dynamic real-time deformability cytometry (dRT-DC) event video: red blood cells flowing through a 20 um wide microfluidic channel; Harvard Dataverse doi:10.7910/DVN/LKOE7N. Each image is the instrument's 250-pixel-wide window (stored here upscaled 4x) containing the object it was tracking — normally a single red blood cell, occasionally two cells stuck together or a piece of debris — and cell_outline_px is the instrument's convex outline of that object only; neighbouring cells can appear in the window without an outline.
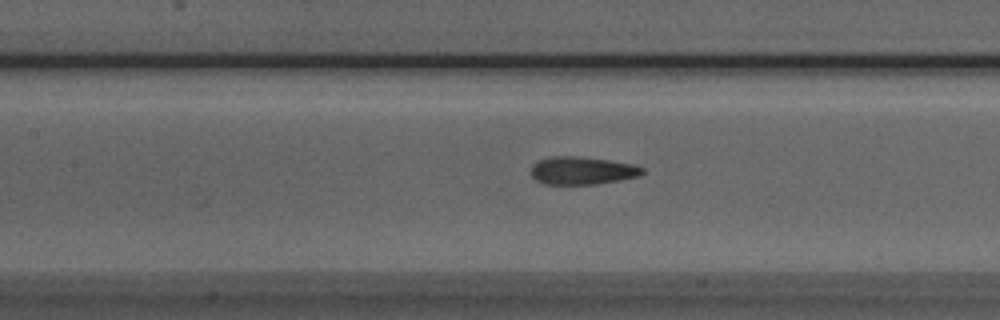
{"species": "Egyptian fruit bat (a non-hibernating species)", "species_latin": "Rousettus aegyptiacus", "temperature_condition": "room temperature", "stored_images_in_passage": 50, "camera_frame_rate_fps": 3000, "um_per_image_px": 0.085, "animal": {"sex": "male"}, "frame": {"image": 1, "passage_image": 22, "time_ms": 7.0, "image_size_px": [1000, 320], "cell_outline_px": [[644, 172], [640, 176], [620, 180], [596, 184], [544, 184], [536, 180], [532, 176], [532, 164], [536, 160], [548, 156], [572, 156], [608, 160], [632, 164], [644, 168]], "centroid_in_image_um": [49.46, 14.5], "position_along_channel_um": 157.9, "area_um2": 18.09}}
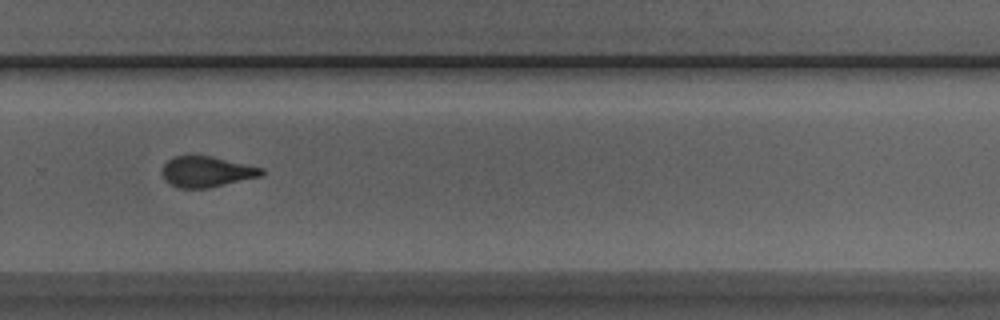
{"frame": {"image": 2, "passage_image": 34, "time_ms": 11.0, "image_size_px": [1000, 320], "cell_outline_px": [[264, 176], [208, 188], [180, 188], [164, 180], [160, 172], [164, 164], [172, 156], [212, 156], [264, 168]], "centroid_in_image_um": [17.58, 14.6], "position_along_channel_um": 312.2, "area_um2": 17.98}}
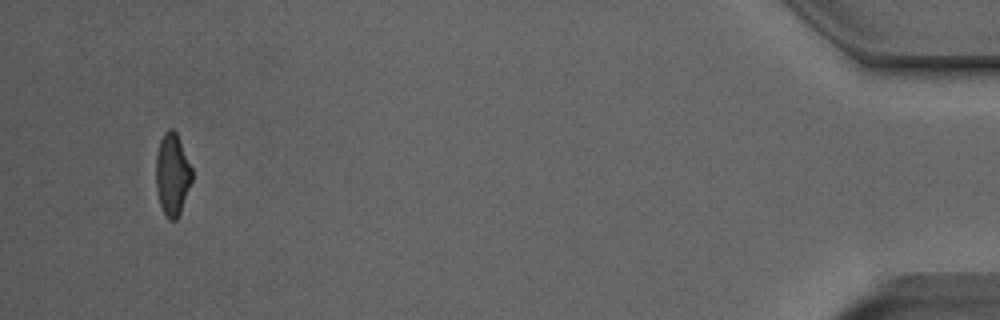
{"frame": {"image": 3, "passage_image": 49, "time_ms": 16.0, "image_size_px": [1000, 320], "cell_outline_px": [[192, 180], [180, 212], [176, 220], [168, 220], [160, 204], [156, 192], [156, 156], [160, 140], [164, 132], [168, 128], [172, 128], [176, 132], [180, 140], [192, 168]], "centroid_in_image_um": [14.64, 14.81], "position_along_channel_um": 420.6, "area_um2": 17.22}}